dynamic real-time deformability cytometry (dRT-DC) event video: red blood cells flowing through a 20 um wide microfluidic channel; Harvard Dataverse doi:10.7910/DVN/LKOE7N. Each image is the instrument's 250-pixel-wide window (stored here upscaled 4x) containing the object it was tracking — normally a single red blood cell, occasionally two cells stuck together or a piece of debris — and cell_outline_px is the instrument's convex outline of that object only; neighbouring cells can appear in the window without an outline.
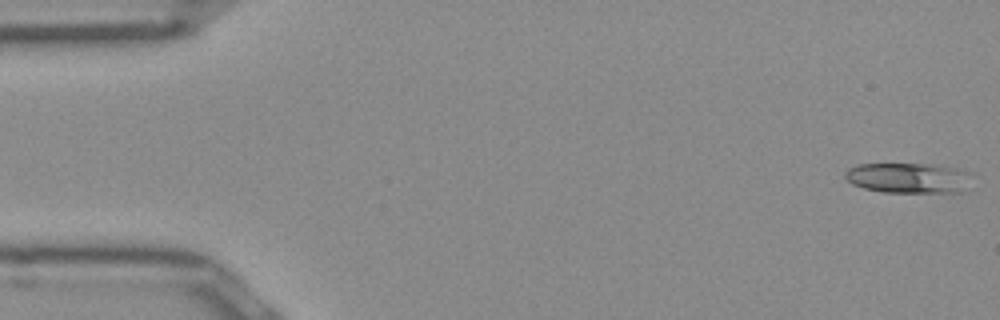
{"species": "Egyptian fruit bat (a non-hibernating species)", "species_latin": "Rousettus aegyptiacus", "temperature_condition": "room temperature", "stored_images_in_passage": 50, "camera_frame_rate_fps": 3000, "um_per_image_px": 0.085, "frame": {"image": 1, "passage_image": 1, "time_ms": 0.0, "image_size_px": [1000, 320], "cell_outline_px": [[964, 172], [960, 192], [884, 192], [864, 188], [852, 184], [844, 176], [844, 172], [848, 168], [860, 164], [924, 164], [956, 168]], "centroid_in_image_um": [76.99, 15.12], "position_along_channel_um": 8.0, "area_um2": 21.33}}
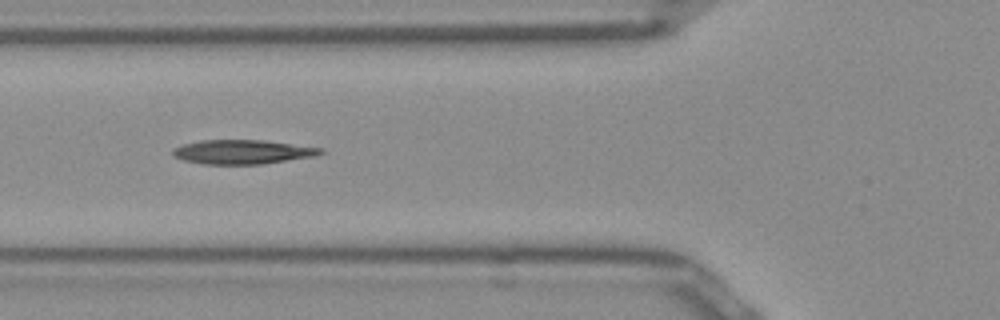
{"frame": {"image": 2, "passage_image": 18, "time_ms": 5.667, "image_size_px": [1000, 320], "cell_outline_px": [[324, 152], [312, 156], [260, 164], [204, 164], [184, 160], [172, 156], [172, 148], [184, 144], [200, 140], [264, 140], [324, 148]], "centroid_in_image_um": [20.57, 12.9], "position_along_channel_um": 105.2, "area_um2": 20.69}}
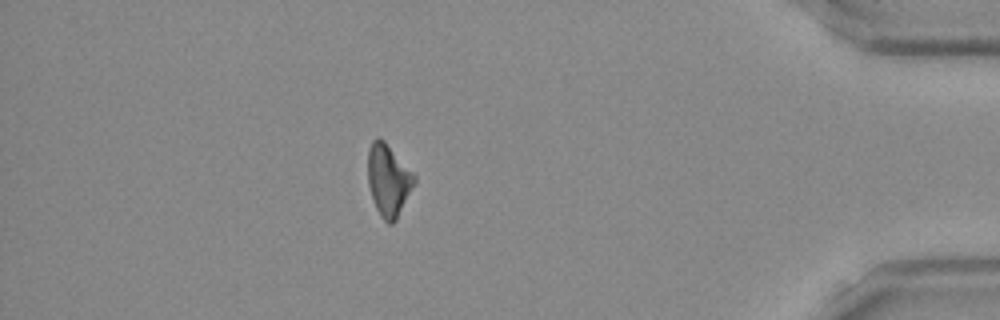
{"frame": {"image": 3, "passage_image": 44, "time_ms": 14.333, "image_size_px": [1000, 320], "cell_outline_px": [[416, 180], [396, 220], [392, 224], [388, 224], [380, 216], [376, 208], [368, 184], [368, 148], [372, 140], [376, 136], [380, 136], [384, 140], [416, 176]], "centroid_in_image_um": [32.99, 15.28], "position_along_channel_um": 402.2, "area_um2": 19.36}}